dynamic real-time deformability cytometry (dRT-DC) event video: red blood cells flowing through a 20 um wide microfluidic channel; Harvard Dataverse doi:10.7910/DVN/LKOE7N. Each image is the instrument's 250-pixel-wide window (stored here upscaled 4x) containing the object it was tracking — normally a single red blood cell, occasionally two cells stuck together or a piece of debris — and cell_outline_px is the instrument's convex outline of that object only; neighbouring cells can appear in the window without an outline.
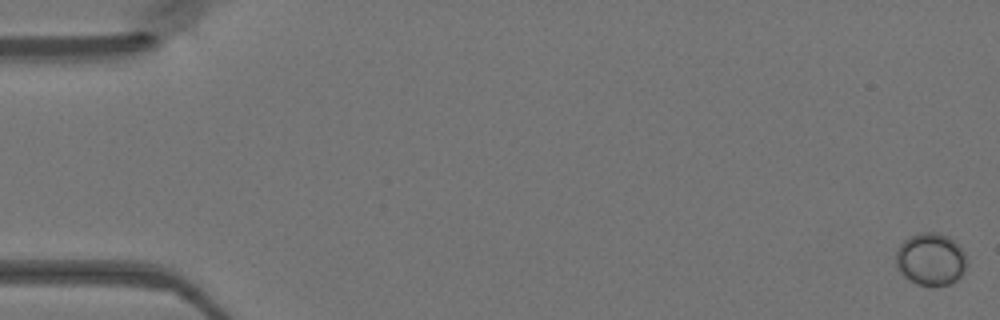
{"species": "Egyptian fruit bat (a non-hibernating species)", "species_latin": "Rousettus aegyptiacus", "temperature_condition": "warm", "stored_images_in_passage": 10, "camera_frame_rate_fps": 3000, "um_per_image_px": 0.085, "animal": {"sex": "female"}, "frame": {"image": 1, "passage_image": 1, "time_ms": 0.0, "image_size_px": [1000, 320], "cell_outline_px": [[968, 260], [964, 272], [956, 280], [948, 284], [916, 284], [904, 276], [896, 268], [896, 252], [900, 244], [908, 236], [920, 232], [936, 232], [948, 236], [964, 252]], "centroid_in_image_um": [79.1, 22.01], "position_along_channel_um": 5.9, "area_um2": 21.56}}